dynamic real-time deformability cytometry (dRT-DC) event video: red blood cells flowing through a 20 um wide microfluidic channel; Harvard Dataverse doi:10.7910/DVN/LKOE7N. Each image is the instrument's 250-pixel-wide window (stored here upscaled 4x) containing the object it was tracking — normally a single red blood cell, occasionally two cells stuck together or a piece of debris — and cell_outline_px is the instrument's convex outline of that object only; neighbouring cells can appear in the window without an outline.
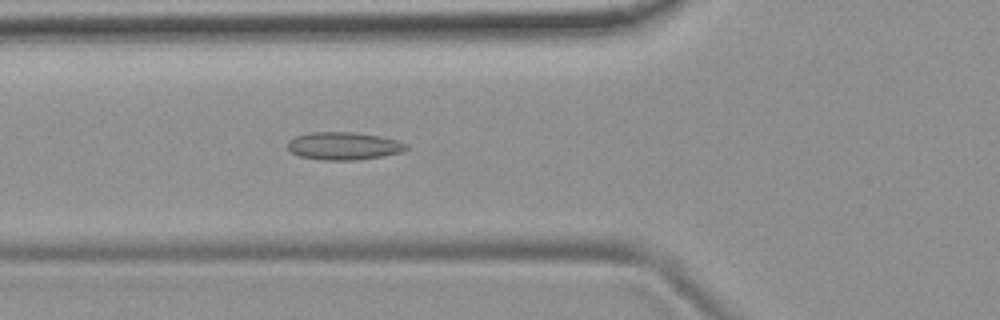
{"species": "common noctule bat (a hibernating species)", "species_latin": "Nyctalus noctula", "temperature_condition": "room temperature", "stored_images_in_passage": 54, "camera_frame_rate_fps": 3000, "um_per_image_px": 0.085, "animal": {"sex": "female", "body_mass_g": 19.9}, "frame": {"image": 1, "passage_image": 20, "time_ms": 6.333, "image_size_px": [1000, 320], "cell_outline_px": [[408, 148], [400, 152], [384, 156], [356, 160], [320, 160], [300, 156], [292, 152], [288, 148], [288, 140], [296, 136], [312, 132], [352, 132], [380, 136], [396, 140], [408, 144]], "centroid_in_image_um": [29.22, 12.41], "position_along_channel_um": 96.6, "area_um2": 19.13}}
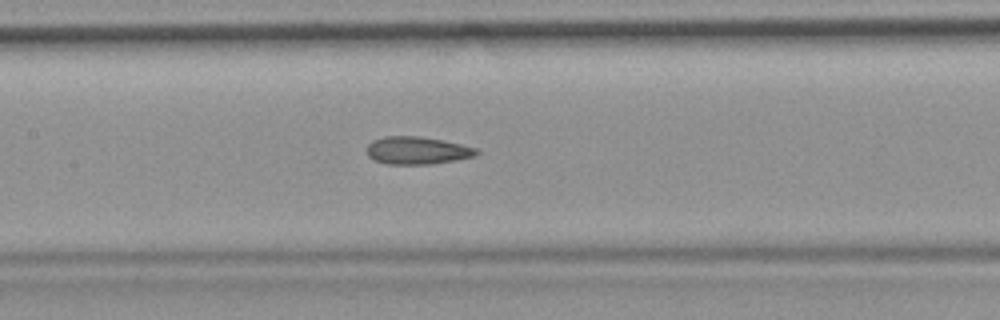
{"frame": {"image": 2, "passage_image": 26, "time_ms": 8.333, "image_size_px": [1000, 320], "cell_outline_px": [[480, 152], [476, 156], [456, 160], [432, 164], [388, 164], [372, 160], [368, 156], [368, 144], [372, 140], [384, 136], [420, 136], [460, 144], [476, 148]], "centroid_in_image_um": [35.45, 12.79], "position_along_channel_um": 172.0, "area_um2": 17.69}}
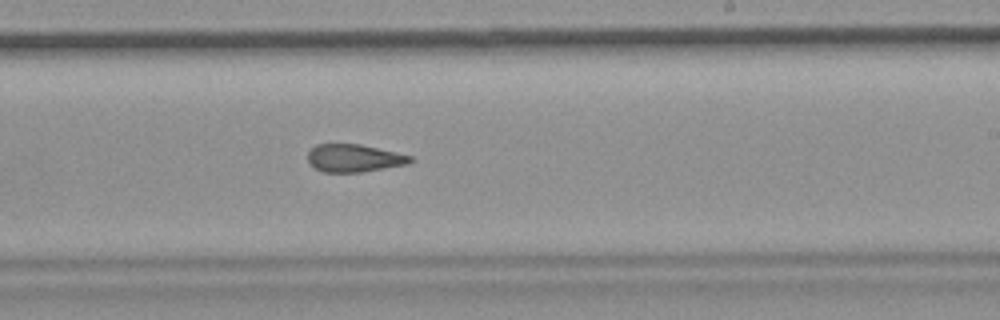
{"frame": {"image": 3, "passage_image": 33, "time_ms": 10.667, "image_size_px": [1000, 320], "cell_outline_px": [[412, 160], [408, 164], [360, 172], [324, 172], [316, 168], [308, 160], [308, 152], [316, 144], [360, 144], [412, 156]], "centroid_in_image_um": [30.09, 13.43], "position_along_channel_um": 258.9, "area_um2": 16.3}, "authors_computed_cell_mechanics": {"area_um2": 18.1781, "velocity_mm_per_s": 3.7574, "shape_relaxation_time_tau1_ms": null, "shape_relaxation_time_tau2_ms": 3.0854, "deformation_change_tau1": null, "deformation_change_tau2": 0.1054}}